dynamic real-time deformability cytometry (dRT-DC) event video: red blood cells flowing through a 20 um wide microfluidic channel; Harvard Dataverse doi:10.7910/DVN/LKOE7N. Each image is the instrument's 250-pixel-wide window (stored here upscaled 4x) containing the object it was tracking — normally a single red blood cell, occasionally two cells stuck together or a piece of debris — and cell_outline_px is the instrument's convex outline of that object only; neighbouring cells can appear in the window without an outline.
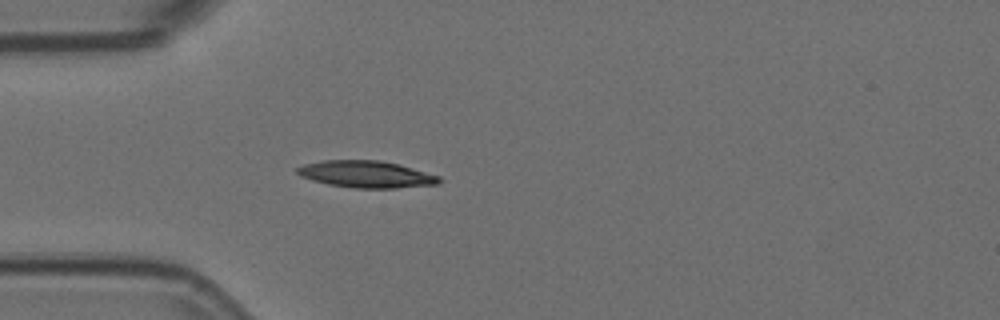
{"species": "Egyptian fruit bat (a non-hibernating species)", "species_latin": "Rousettus aegyptiacus", "temperature_condition": "room temperature", "stored_images_in_passage": 5, "camera_frame_rate_fps": 3000, "um_per_image_px": 0.085, "animal": {"sex": "female"}, "frame": {"image": 1, "passage_image": 5, "time_ms": 1.333, "image_size_px": [1000, 320], "cell_outline_px": [[444, 180], [440, 184], [396, 188], [352, 188], [328, 184], [312, 180], [300, 176], [296, 172], [296, 168], [304, 164], [324, 160], [380, 160], [400, 164], [440, 176]], "centroid_in_image_um": [31.17, 14.81], "position_along_channel_um": 53.8, "area_um2": 22.48}}